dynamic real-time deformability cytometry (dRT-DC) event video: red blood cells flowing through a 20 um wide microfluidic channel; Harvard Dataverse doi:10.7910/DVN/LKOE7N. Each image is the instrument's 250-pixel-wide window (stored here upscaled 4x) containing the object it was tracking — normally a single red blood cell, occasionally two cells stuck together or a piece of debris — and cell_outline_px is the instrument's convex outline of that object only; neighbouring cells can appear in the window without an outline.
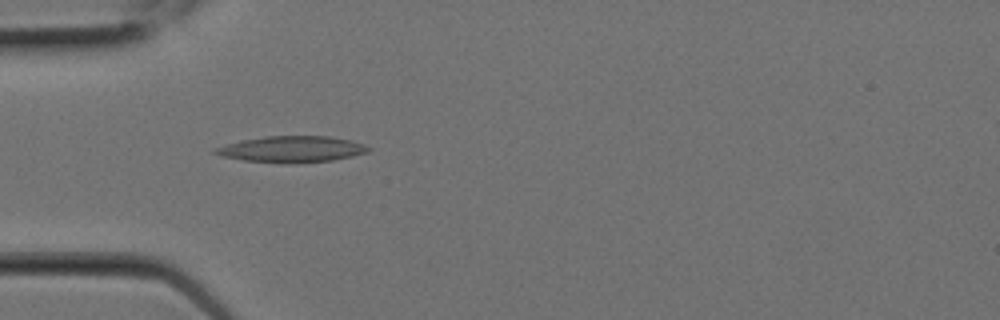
{"species": "Egyptian fruit bat (a non-hibernating species)", "species_latin": "Rousettus aegyptiacus", "temperature_condition": "room temperature", "stored_images_in_passage": 5, "camera_frame_rate_fps": 3000, "um_per_image_px": 0.085, "animal": {"sex": "female"}, "frame": {"image": 1, "passage_image": 4, "time_ms": 1.0, "image_size_px": [1000, 320], "cell_outline_px": [[372, 148], [368, 152], [352, 156], [332, 160], [284, 164], [244, 160], [220, 156], [212, 152], [212, 148], [224, 144], [240, 140], [264, 136], [328, 136], [352, 140], [364, 144]], "centroid_in_image_um": [24.75, 12.68], "position_along_channel_um": 60.2, "area_um2": 23.7}}
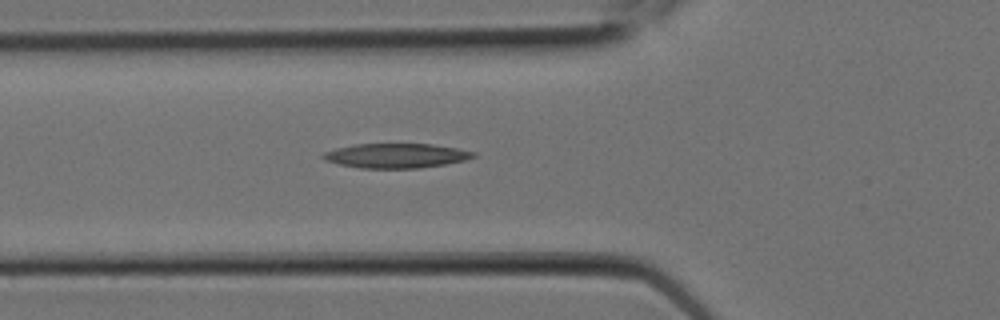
{"frame": {"image": 2, "passage_image": 5, "time_ms": 1.333, "image_size_px": [1000, 320], "cell_outline_px": [[476, 156], [468, 160], [420, 168], [360, 168], [340, 164], [324, 160], [320, 156], [324, 152], [336, 148], [356, 144], [432, 144], [456, 148], [476, 152]], "centroid_in_image_um": [33.68, 13.23], "position_along_channel_um": 92.1, "area_um2": 21.5}}